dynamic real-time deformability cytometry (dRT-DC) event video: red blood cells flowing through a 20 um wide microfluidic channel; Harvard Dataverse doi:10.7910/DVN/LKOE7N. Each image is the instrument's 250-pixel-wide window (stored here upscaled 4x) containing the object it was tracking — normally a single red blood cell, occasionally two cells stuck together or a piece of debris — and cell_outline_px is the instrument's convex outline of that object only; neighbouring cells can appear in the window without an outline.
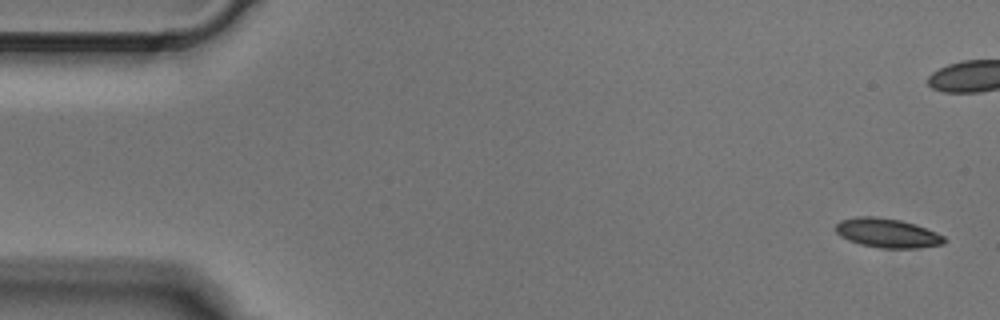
{"species": "Egyptian fruit bat (a non-hibernating species)", "species_latin": "Rousettus aegyptiacus", "temperature_condition": "cold", "stored_images_in_passage": 6, "camera_frame_rate_fps": 3000, "um_per_image_px": 0.085, "animal": {"sex": "male"}, "frame": {"image": 1, "passage_image": 1, "time_ms": 0.0, "image_size_px": [1000, 320], "cell_outline_px": [[944, 244], [916, 248], [880, 248], [860, 244], [848, 240], [840, 236], [836, 232], [836, 224], [840, 220], [856, 216], [876, 216], [900, 220], [916, 224], [936, 232], [944, 236]], "centroid_in_image_um": [75.4, 19.8], "position_along_channel_um": 9.6, "area_um2": 18.55}}
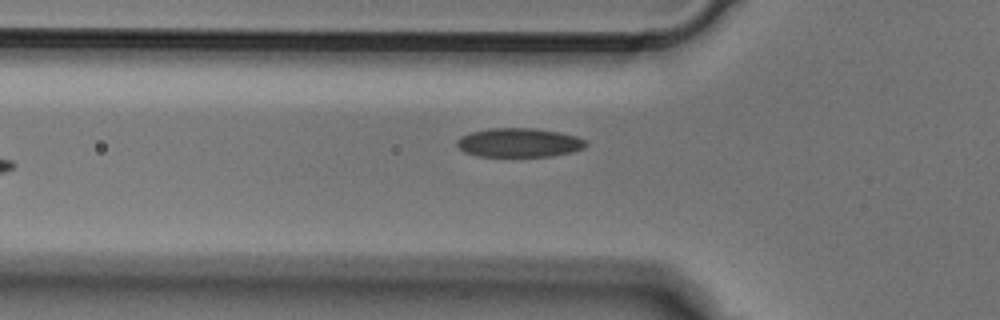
{"frame": {"image": 2, "passage_image": 6, "time_ms": 1.667, "image_size_px": [1000, 320], "cell_outline_px": [[588, 144], [584, 148], [572, 152], [552, 156], [480, 156], [464, 152], [456, 144], [456, 140], [460, 136], [472, 132], [492, 128], [536, 128], [560, 132], [576, 136], [584, 140]], "centroid_in_image_um": [44.13, 12.12], "position_along_channel_um": 81.7, "area_um2": 21.79}}